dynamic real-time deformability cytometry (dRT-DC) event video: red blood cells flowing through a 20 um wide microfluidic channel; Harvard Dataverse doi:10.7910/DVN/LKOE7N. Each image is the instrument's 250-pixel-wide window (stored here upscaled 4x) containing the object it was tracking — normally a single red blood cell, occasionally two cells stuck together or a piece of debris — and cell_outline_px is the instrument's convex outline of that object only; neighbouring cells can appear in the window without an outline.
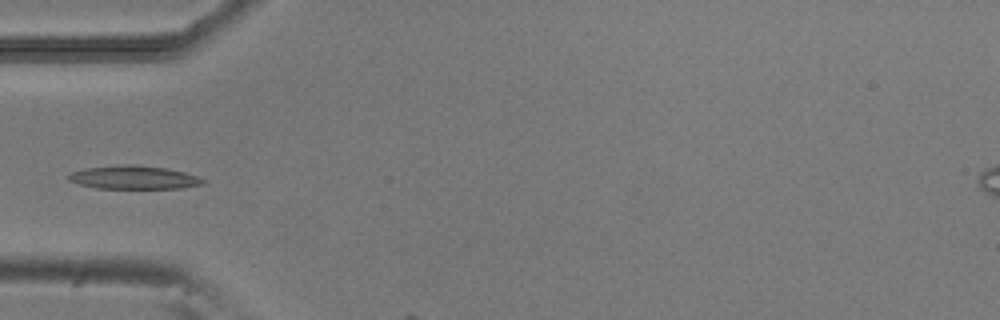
{"species": "common noctule bat (a hibernating species)", "species_latin": "Nyctalus noctula", "temperature_condition": "room temperature", "stored_images_in_passage": 3, "camera_frame_rate_fps": 3000, "um_per_image_px": 0.085, "animal": {"sex": "male", "body_mass_g": 20.5, "forearm_length_mm": 52.5}, "frame": {"image": 1, "passage_image": 2, "time_ms": 0.333, "image_size_px": [1000, 320], "cell_outline_px": [[208, 180], [204, 184], [180, 188], [96, 188], [80, 184], [68, 180], [64, 176], [72, 172], [88, 168], [124, 164], [132, 164], [168, 168], [184, 172]], "centroid_in_image_um": [11.39, 15.08], "position_along_channel_um": 73.6, "area_um2": 18.32}}